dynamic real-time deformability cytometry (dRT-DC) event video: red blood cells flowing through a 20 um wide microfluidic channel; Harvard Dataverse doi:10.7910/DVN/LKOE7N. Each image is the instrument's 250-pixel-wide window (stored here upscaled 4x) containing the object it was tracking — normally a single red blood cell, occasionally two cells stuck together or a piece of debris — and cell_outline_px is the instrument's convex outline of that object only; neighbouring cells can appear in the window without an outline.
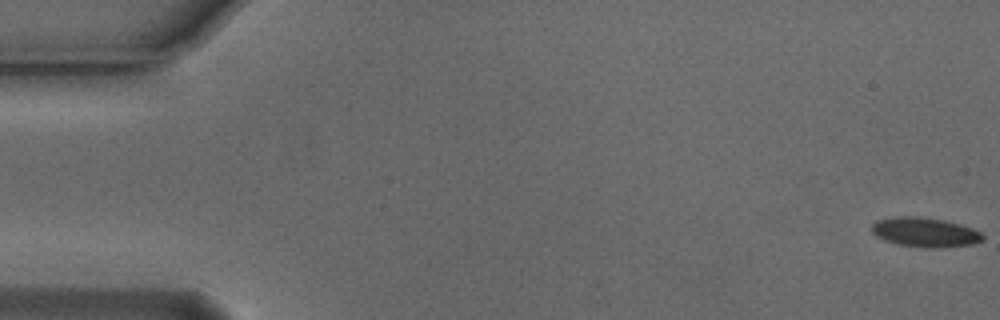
{"species": "Egyptian fruit bat (a non-hibernating species)", "species_latin": "Rousettus aegyptiacus", "temperature_condition": "cold", "stored_images_in_passage": 17, "camera_frame_rate_fps": 3000, "um_per_image_px": 0.085, "animal": {"sex": "male"}, "frame": {"image": 1, "passage_image": 1, "time_ms": 0.0, "image_size_px": [1000, 320], "cell_outline_px": [[984, 240], [972, 244], [940, 248], [924, 248], [900, 244], [884, 240], [876, 236], [872, 232], [872, 224], [876, 220], [896, 216], [912, 216], [944, 220], [960, 224], [972, 228], [980, 232], [984, 236]], "centroid_in_image_um": [78.63, 19.74], "position_along_channel_um": 6.4, "area_um2": 19.07}}
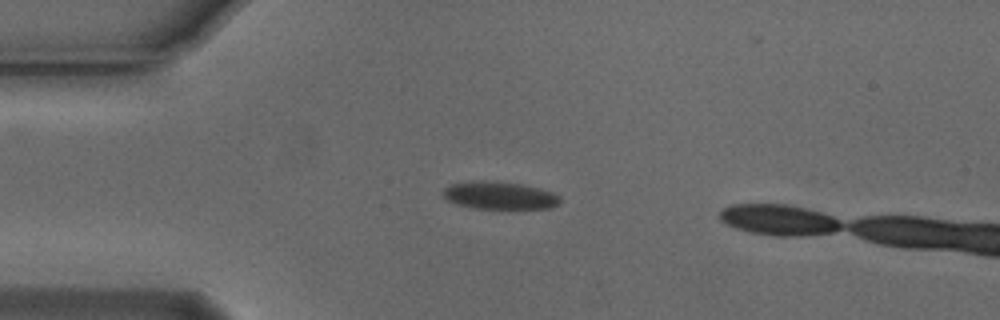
{"frame": {"image": 2, "passage_image": 14, "time_ms": 4.333, "image_size_px": [1000, 320], "cell_outline_px": [[560, 204], [552, 208], [468, 208], [448, 200], [440, 192], [444, 188], [452, 184], [484, 180], [520, 184], [540, 188], [552, 192], [560, 196]], "centroid_in_image_um": [42.47, 16.62], "position_along_channel_um": 42.5, "area_um2": 18.73}}